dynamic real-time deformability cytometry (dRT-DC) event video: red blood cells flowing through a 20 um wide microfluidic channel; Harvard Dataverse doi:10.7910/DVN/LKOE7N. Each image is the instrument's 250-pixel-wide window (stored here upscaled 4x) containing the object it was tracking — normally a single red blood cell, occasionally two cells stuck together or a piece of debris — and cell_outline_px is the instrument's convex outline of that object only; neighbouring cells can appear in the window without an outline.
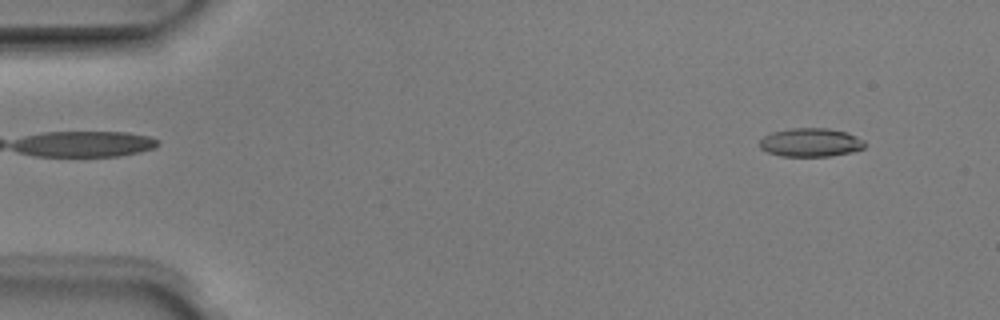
{"species": "Egyptian fruit bat (a non-hibernating species)", "species_latin": "Rousettus aegyptiacus", "temperature_condition": "room temperature", "stored_images_in_passage": 4, "camera_frame_rate_fps": 3000, "um_per_image_px": 0.085, "animal": {"sex": "male"}, "frame": {"image": 1, "passage_image": 1, "time_ms": 0.0, "image_size_px": [1000, 320], "cell_outline_px": [[864, 148], [852, 152], [832, 156], [780, 156], [768, 152], [760, 148], [760, 140], [764, 136], [772, 132], [792, 128], [828, 128], [848, 132], [864, 140]], "centroid_in_image_um": [68.92, 12.11], "position_along_channel_um": 16.1, "area_um2": 17.57}}
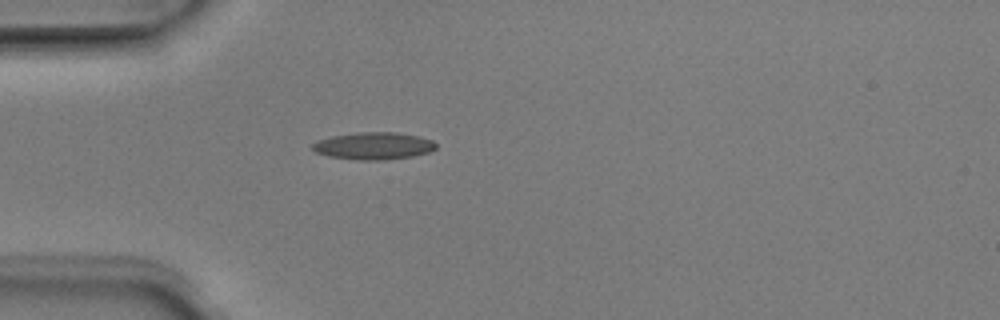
{"frame": {"image": 2, "passage_image": 4, "time_ms": 1.0, "image_size_px": [1000, 320], "cell_outline_px": [[436, 148], [428, 152], [412, 156], [384, 160], [360, 160], [328, 156], [316, 152], [312, 148], [312, 144], [320, 140], [332, 136], [360, 132], [396, 132], [420, 136], [432, 140], [436, 144]], "centroid_in_image_um": [31.78, 12.4], "position_along_channel_um": 53.2, "area_um2": 19.48}}